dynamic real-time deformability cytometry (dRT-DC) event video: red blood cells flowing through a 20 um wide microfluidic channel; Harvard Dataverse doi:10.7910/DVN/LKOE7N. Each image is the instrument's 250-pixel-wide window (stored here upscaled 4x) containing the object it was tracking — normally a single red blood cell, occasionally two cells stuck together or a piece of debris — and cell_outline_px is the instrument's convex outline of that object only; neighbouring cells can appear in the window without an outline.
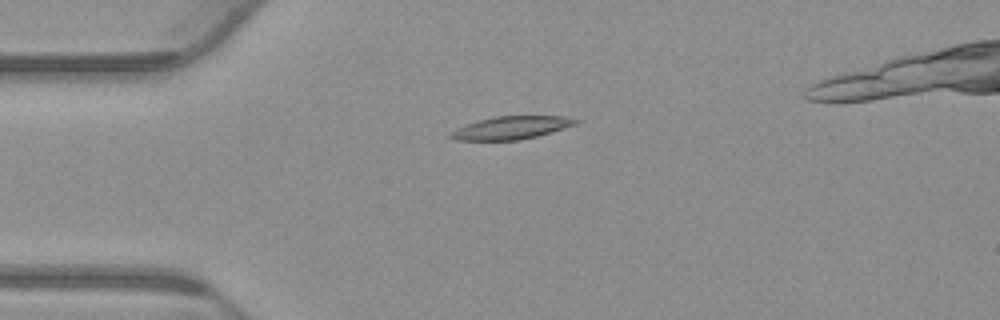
{"species": "common noctule bat (a hibernating species)", "species_latin": "Nyctalus noctula", "temperature_condition": "warm", "stored_images_in_passage": 39, "camera_frame_rate_fps": 3000, "um_per_image_px": 0.085, "animal": {"sex": "male", "body_mass_g": 23.1, "forearm_length_mm": 52.7}, "frame": {"image": 1, "passage_image": 1, "time_ms": 0.0, "image_size_px": [1000, 320], "cell_outline_px": [[580, 120], [576, 124], [564, 128], [536, 136], [520, 140], [456, 140], [448, 136], [456, 128], [464, 124], [476, 120], [492, 116], [564, 116]], "centroid_in_image_um": [43.41, 10.85], "position_along_channel_um": 41.6, "area_um2": 16.7}}
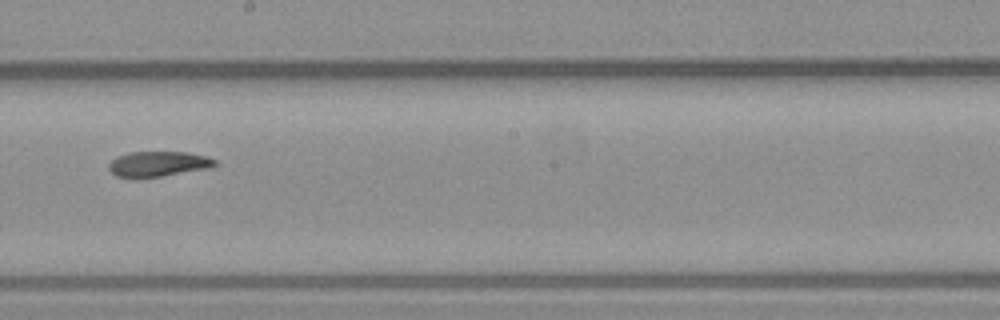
{"frame": {"image": 2, "passage_image": 18, "time_ms": 5.667, "image_size_px": [1000, 320], "cell_outline_px": [[216, 164], [208, 168], [160, 176], [116, 176], [108, 168], [108, 164], [116, 156], [128, 152], [184, 152], [208, 156], [216, 160]], "centroid_in_image_um": [13.44, 13.9], "position_along_channel_um": 234.8, "area_um2": 15.2}}
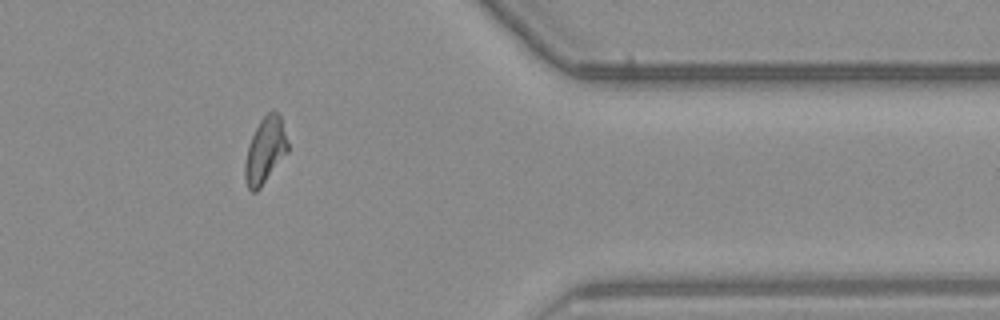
{"frame": {"image": 3, "passage_image": 32, "time_ms": 10.333, "image_size_px": [1000, 320], "cell_outline_px": [[288, 152], [260, 188], [256, 192], [252, 192], [248, 188], [244, 180], [244, 164], [248, 144], [260, 120], [272, 108], [280, 116], [288, 144]], "centroid_in_image_um": [22.52, 12.81], "position_along_channel_um": 388.9, "area_um2": 16.47}, "authors_computed_cell_mechanics": {"area_um2": 16.473, "velocity_mm_per_s": 3.7969, "shape_relaxation_time_tau1_ms": null, "shape_relaxation_time_tau2_ms": 8.0281, "deformation_change_tau1": null, "deformation_change_tau2": 0.1558}}